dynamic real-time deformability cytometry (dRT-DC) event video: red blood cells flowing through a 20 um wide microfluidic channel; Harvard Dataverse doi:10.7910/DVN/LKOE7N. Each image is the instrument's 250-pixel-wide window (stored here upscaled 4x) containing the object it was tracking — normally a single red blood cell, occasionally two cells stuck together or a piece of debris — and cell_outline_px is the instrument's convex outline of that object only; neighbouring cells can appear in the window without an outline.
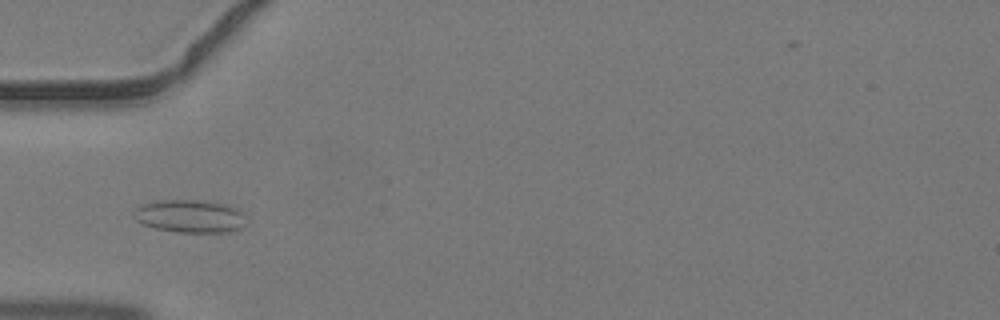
{"species": "common noctule bat (a hibernating species)", "species_latin": "Nyctalus noctula", "temperature_condition": "warm", "stored_images_in_passage": 43, "camera_frame_rate_fps": 3000, "um_per_image_px": 0.085, "animal": {"sex": "male", "body_mass_g": 19.2, "forearm_length_mm": 51.8}, "frame": {"image": 1, "passage_image": 13, "time_ms": 4.0, "image_size_px": [1000, 320], "cell_outline_px": [[244, 224], [240, 228], [228, 232], [176, 232], [156, 228], [144, 224], [136, 220], [132, 212], [140, 204], [156, 200], [204, 200], [224, 204], [236, 208], [244, 216]], "centroid_in_image_um": [16.1, 18.36], "position_along_channel_um": 68.9, "area_um2": 21.5}}
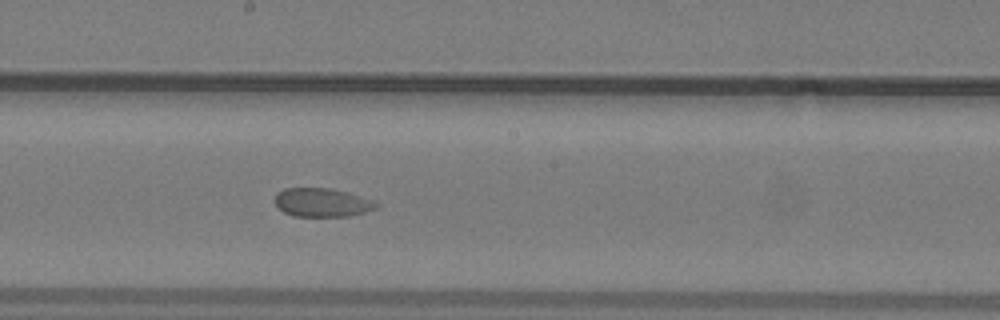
{"frame": {"image": 2, "passage_image": 23, "time_ms": 7.333, "image_size_px": [1000, 320], "cell_outline_px": [[380, 204], [376, 208], [364, 212], [348, 216], [292, 216], [284, 212], [276, 204], [276, 192], [284, 188], [332, 188], [348, 192], [372, 200]], "centroid_in_image_um": [27.37, 17.2], "position_along_channel_um": 220.8, "area_um2": 16.88}}
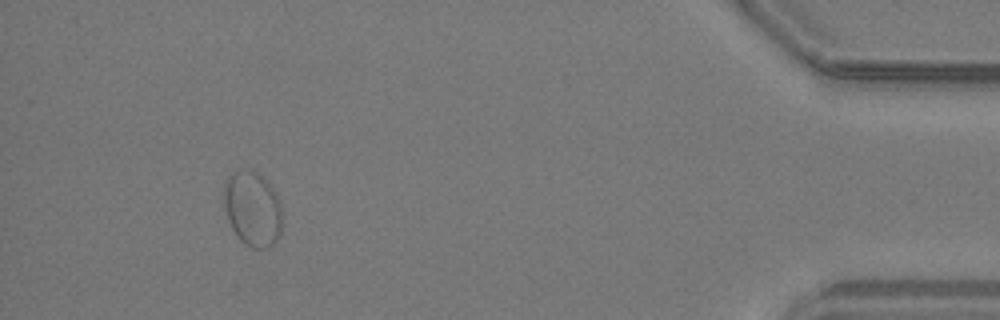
{"frame": {"image": 3, "passage_image": 40, "time_ms": 13.0, "image_size_px": [1000, 320], "cell_outline_px": [[280, 236], [276, 244], [268, 248], [252, 248], [244, 244], [236, 236], [228, 220], [224, 204], [224, 180], [232, 172], [256, 172], [276, 192], [280, 204]], "centroid_in_image_um": [21.45, 17.81], "position_along_channel_um": 413.7, "area_um2": 25.2}}